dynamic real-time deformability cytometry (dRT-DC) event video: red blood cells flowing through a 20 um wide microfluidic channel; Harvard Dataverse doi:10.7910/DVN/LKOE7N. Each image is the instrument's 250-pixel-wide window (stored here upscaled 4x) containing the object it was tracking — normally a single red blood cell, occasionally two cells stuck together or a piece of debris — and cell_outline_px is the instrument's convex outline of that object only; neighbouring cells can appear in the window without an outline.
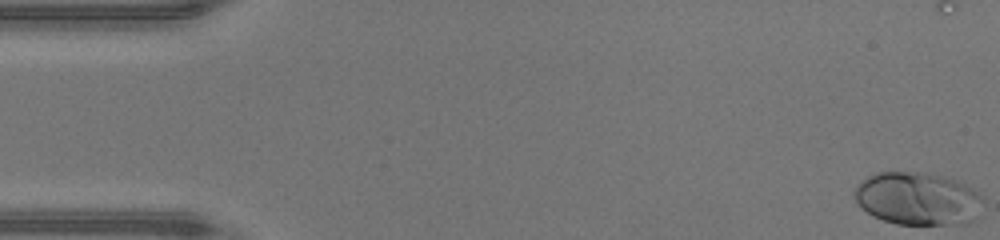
{"species": "human", "species_latin": "Homo sapiens", "temperature_condition": "warm", "stored_images_in_passage": 47, "camera_frame_rate_fps": 3000, "um_per_image_px": 0.085, "donor": {"sex": "male"}, "frame": {"image": 1, "passage_image": 1, "time_ms": 0.0, "image_size_px": [1000, 240], "cell_outline_px": [[984, 200], [972, 220], [968, 224], [896, 224], [872, 216], [860, 208], [852, 196], [852, 192], [868, 176], [876, 172], [924, 172], [944, 176], [956, 180], [980, 192]], "centroid_in_image_um": [77.98, 16.88], "position_along_channel_um": 7.0, "area_um2": 39.88}}
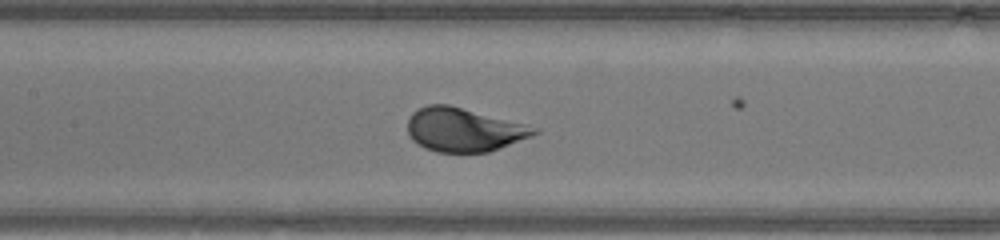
{"frame": {"image": 2, "passage_image": 22, "time_ms": 7.0, "image_size_px": [1000, 240], "cell_outline_px": [[540, 132], [532, 136], [488, 152], [436, 152], [424, 148], [412, 140], [408, 136], [408, 120], [412, 112], [428, 104], [448, 104], [540, 128]], "centroid_in_image_um": [39.4, 11.03], "position_along_channel_um": 168.0, "area_um2": 32.14}}
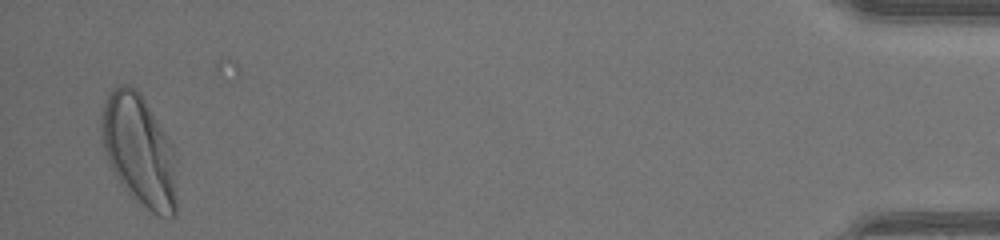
{"frame": {"image": 3, "passage_image": 46, "time_ms": 15.0, "image_size_px": [1000, 240], "cell_outline_px": [[176, 212], [172, 216], [160, 216], [152, 212], [124, 188], [120, 184], [104, 156], [100, 128], [100, 116], [108, 92], [112, 88], [120, 84], [128, 84], [136, 88], [140, 92], [172, 144], [176, 156]], "centroid_in_image_um": [11.81, 12.75], "position_along_channel_um": 423.4, "area_um2": 49.25}, "authors_computed_cell_mechanics": {"area_um2": 33.9286, "velocity_mm_per_s": 4.3892, "shape_relaxation_time_tau1_ms": 1.4068, "shape_relaxation_time_tau2_ms": null, "deformation_change_tau1": 0.1502, "deformation_change_tau2": null}}